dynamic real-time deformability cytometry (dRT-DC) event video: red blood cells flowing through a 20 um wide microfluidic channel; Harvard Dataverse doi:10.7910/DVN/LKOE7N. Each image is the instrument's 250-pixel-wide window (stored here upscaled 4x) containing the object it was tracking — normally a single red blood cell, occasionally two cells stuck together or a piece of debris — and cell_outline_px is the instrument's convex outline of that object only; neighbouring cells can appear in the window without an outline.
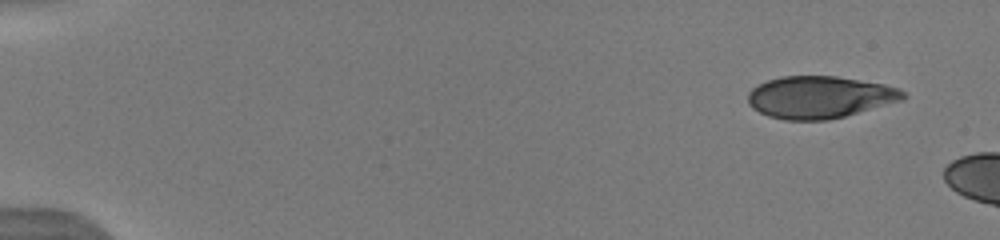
{"species": "human", "species_latin": "Homo sapiens", "temperature_condition": "warm", "stored_images_in_passage": 8, "camera_frame_rate_fps": 3000, "um_per_image_px": 0.085, "donor": {"sex": "male"}, "frame": {"image": 1, "passage_image": 1, "time_ms": 0.0, "image_size_px": [1000, 240], "cell_outline_px": [[908, 96], [904, 100], [844, 116], [828, 120], [784, 120], [768, 116], [760, 112], [748, 104], [748, 92], [752, 88], [768, 80], [780, 76], [836, 76], [884, 84], [900, 88]], "centroid_in_image_um": [69.69, 8.26], "position_along_channel_um": 15.3, "area_um2": 38.21}}